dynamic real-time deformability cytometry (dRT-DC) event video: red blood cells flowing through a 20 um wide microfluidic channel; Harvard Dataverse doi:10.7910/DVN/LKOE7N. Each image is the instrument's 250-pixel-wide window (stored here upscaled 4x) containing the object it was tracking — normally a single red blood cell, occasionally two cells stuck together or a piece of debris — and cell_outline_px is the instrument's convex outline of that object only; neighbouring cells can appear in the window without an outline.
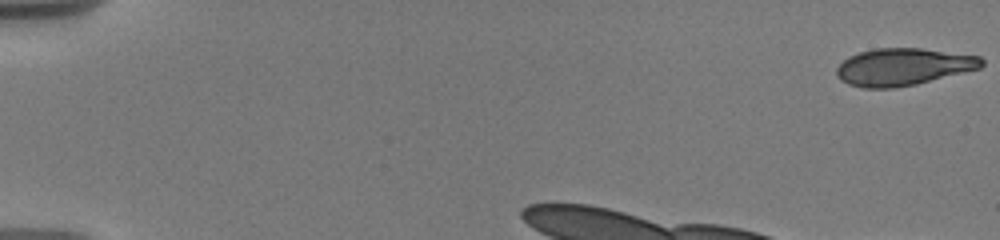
{"species": "human", "species_latin": "Homo sapiens", "temperature_condition": "warm", "stored_images_in_passage": 13, "camera_frame_rate_fps": 3000, "um_per_image_px": 0.085, "donor": {"sex": "male"}, "frame": {"image": 1, "passage_image": 1, "time_ms": 0.0, "image_size_px": [1000, 240], "cell_outline_px": [[984, 64], [980, 68], [916, 84], [892, 88], [864, 88], [848, 84], [840, 80], [836, 76], [836, 68], [848, 56], [860, 52], [876, 48], [920, 48], [980, 56], [984, 60]], "centroid_in_image_um": [76.75, 5.68], "position_along_channel_um": 8.3, "area_um2": 31.39}}
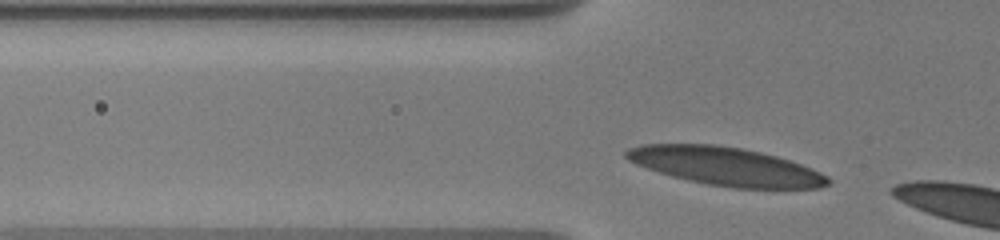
{"frame": {"image": 2, "passage_image": 10, "time_ms": 2.667, "image_size_px": [1000, 240], "cell_outline_px": [[832, 180], [828, 184], [820, 188], [732, 188], [708, 184], [688, 180], [672, 176], [636, 164], [628, 160], [624, 156], [624, 152], [628, 148], [640, 144], [716, 144], [740, 148], [760, 152], [776, 156], [800, 164], [820, 172], [828, 176]], "centroid_in_image_um": [61.67, 14.13], "position_along_channel_um": 64.1, "area_um2": 44.74}}